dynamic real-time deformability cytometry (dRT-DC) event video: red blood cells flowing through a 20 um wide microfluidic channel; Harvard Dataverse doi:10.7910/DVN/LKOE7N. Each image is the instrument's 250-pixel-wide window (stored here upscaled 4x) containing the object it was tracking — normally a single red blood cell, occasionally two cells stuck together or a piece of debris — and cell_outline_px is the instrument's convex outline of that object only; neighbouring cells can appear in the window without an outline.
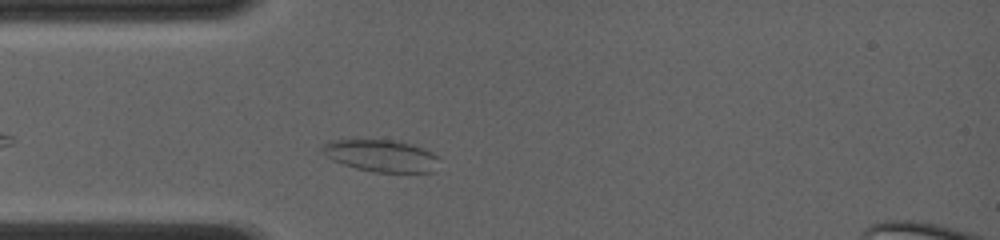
{"species": "common noctule bat (a hibernating species)", "species_latin": "Nyctalus noctula", "temperature_condition": "room temperature", "stored_images_in_passage": 43, "camera_frame_rate_fps": 4000, "um_per_image_px": 0.085, "animal": {"sex": "female", "body_mass_g": 19.0, "forearm_length_mm": 56.7}, "frame": {"image": 1, "passage_image": 7, "time_ms": 1.5, "image_size_px": [1000, 240], "cell_outline_px": [[440, 156], [436, 172], [372, 172], [356, 168], [332, 160], [324, 156], [320, 148], [328, 140], [396, 140], [412, 144], [424, 148]], "centroid_in_image_um": [32.43, 13.24], "position_along_channel_um": 52.6, "area_um2": 22.14}}
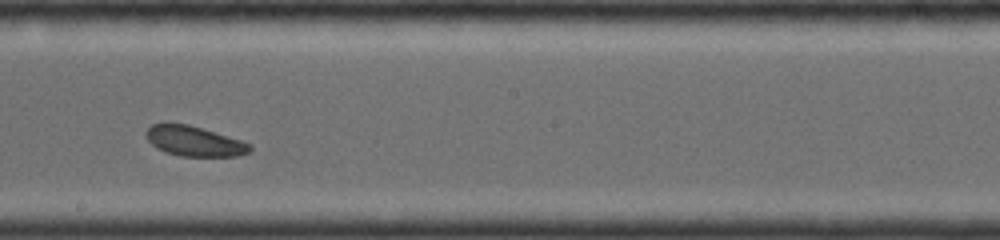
{"frame": {"image": 2, "passage_image": 25, "time_ms": 6.0, "image_size_px": [1000, 240], "cell_outline_px": [[252, 148], [248, 152], [236, 156], [180, 156], [156, 148], [144, 136], [144, 132], [152, 124], [168, 120], [188, 124], [240, 140], [252, 144]], "centroid_in_image_um": [16.43, 11.96], "position_along_channel_um": 231.8, "area_um2": 18.44}}
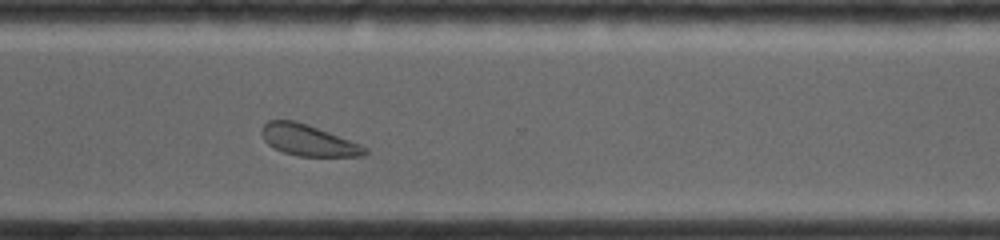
{"frame": {"image": 3, "passage_image": 36, "time_ms": 8.75, "image_size_px": [1000, 240], "cell_outline_px": [[368, 152], [364, 156], [296, 156], [284, 152], [268, 144], [264, 140], [260, 132], [260, 128], [268, 120], [296, 120], [308, 124], [360, 144], [368, 148]], "centroid_in_image_um": [26.18, 11.91], "position_along_channel_um": 344.4, "area_um2": 18.79}, "authors_computed_cell_mechanics": {"area_um2": 18.8428, "velocity_mm_per_s": 4.0856, "shape_relaxation_time_tau1_ms": 6.3684, "shape_relaxation_time_tau2_ms": 4.0709, "deformation_change_tau1": 0.0626, "deformation_change_tau2": 0.1183}}